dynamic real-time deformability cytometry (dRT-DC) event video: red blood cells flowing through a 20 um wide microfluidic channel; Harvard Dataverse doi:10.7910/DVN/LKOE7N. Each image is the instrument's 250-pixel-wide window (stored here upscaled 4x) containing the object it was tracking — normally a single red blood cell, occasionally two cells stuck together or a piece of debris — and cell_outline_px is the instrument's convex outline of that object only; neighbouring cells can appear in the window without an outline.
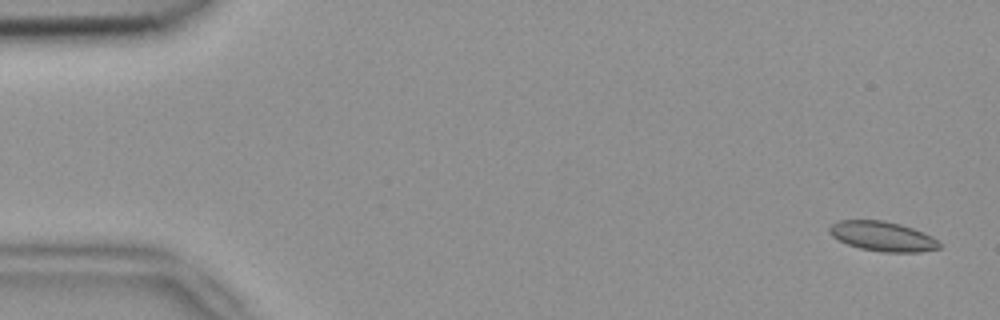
{"species": "common noctule bat (a hibernating species)", "species_latin": "Nyctalus noctula", "temperature_condition": "room temperature", "stored_images_in_passage": 9, "camera_frame_rate_fps": 3000, "um_per_image_px": 0.085, "animal": {"sex": "female", "body_mass_g": 18.4}, "frame": {"image": 1, "passage_image": 1, "time_ms": 0.0, "image_size_px": [1000, 320], "cell_outline_px": [[940, 248], [920, 252], [880, 252], [860, 248], [848, 244], [832, 236], [828, 232], [828, 228], [832, 224], [840, 220], [884, 220], [900, 224], [912, 228], [932, 236], [940, 244]], "centroid_in_image_um": [75.0, 20.08], "position_along_channel_um": 10.0, "area_um2": 18.96}}
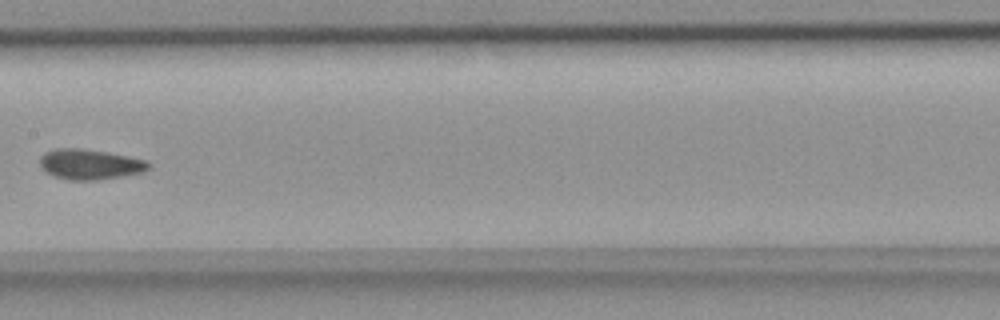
{"frame": {"image": 2, "passage_image": 8, "time_ms": 2.333, "image_size_px": [1000, 320], "cell_outline_px": [[148, 168], [140, 172], [120, 176], [96, 180], [68, 180], [56, 176], [40, 168], [40, 156], [44, 152], [56, 148], [80, 148], [104, 152], [148, 160]], "centroid_in_image_um": [7.57, 13.96], "position_along_channel_um": 199.8, "area_um2": 18.84}}
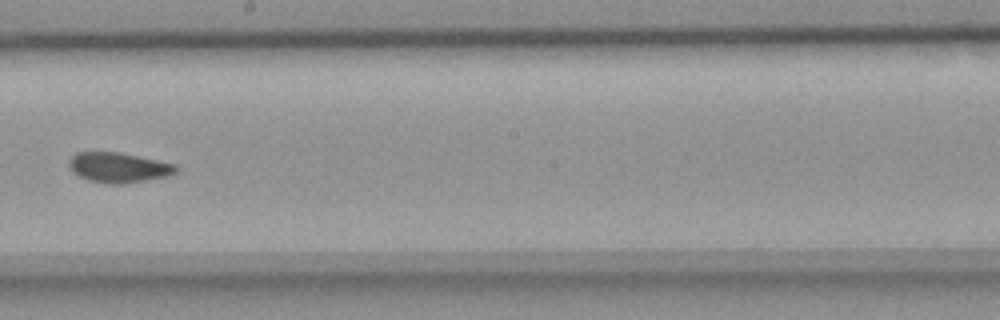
{"frame": {"image": 3, "passage_image": 9, "time_ms": 2.667, "image_size_px": [1000, 320], "cell_outline_px": [[180, 168], [176, 172], [168, 176], [120, 184], [104, 184], [88, 180], [72, 172], [68, 164], [68, 160], [76, 152], [120, 152], [176, 164]], "centroid_in_image_um": [10.07, 14.23], "position_along_channel_um": 238.1, "area_um2": 18.84}}